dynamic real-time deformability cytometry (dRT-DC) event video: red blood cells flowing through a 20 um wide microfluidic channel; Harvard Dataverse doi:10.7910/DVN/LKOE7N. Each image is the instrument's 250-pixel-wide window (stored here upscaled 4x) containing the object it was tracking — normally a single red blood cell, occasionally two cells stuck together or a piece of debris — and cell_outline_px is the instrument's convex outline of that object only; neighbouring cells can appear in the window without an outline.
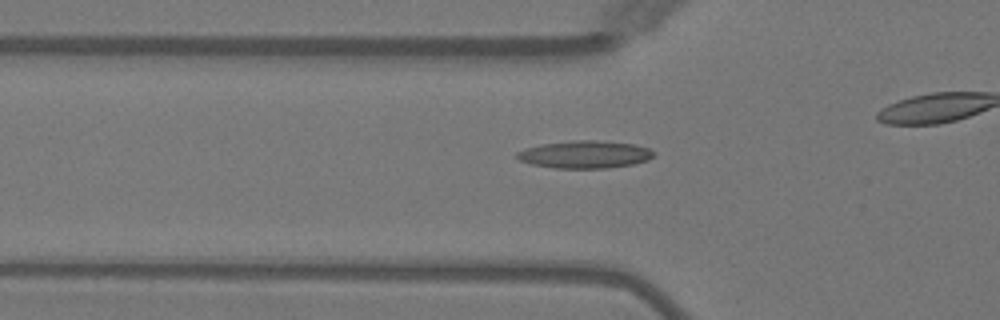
{"species": "Egyptian fruit bat (a non-hibernating species)", "species_latin": "Rousettus aegyptiacus", "temperature_condition": "warm", "stored_images_in_passage": 32, "camera_frame_rate_fps": 3000, "um_per_image_px": 0.085, "animal": {"sex": "female"}, "frame": {"image": 1, "passage_image": 9, "time_ms": 2.667, "image_size_px": [1000, 320], "cell_outline_px": [[656, 152], [648, 160], [632, 164], [608, 168], [552, 168], [532, 164], [520, 160], [516, 156], [516, 152], [524, 148], [540, 144], [572, 140], [596, 140], [636, 144], [648, 148]], "centroid_in_image_um": [49.7, 13.12], "position_along_channel_um": 76.1, "area_um2": 22.08}}
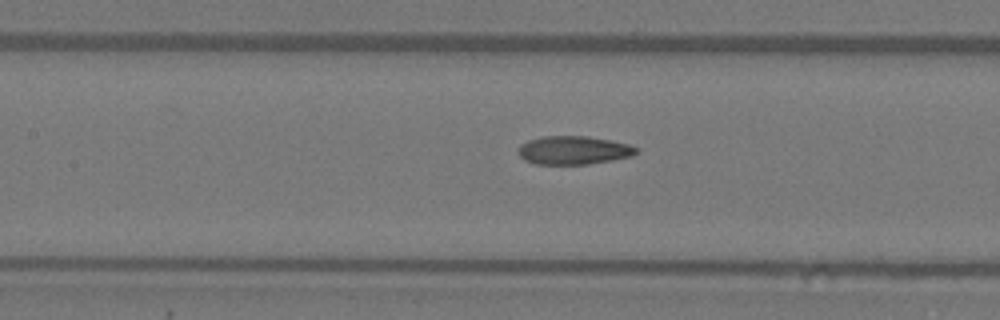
{"frame": {"image": 2, "passage_image": 15, "time_ms": 4.667, "image_size_px": [1000, 320], "cell_outline_px": [[640, 152], [632, 156], [612, 160], [588, 164], [536, 164], [524, 160], [520, 156], [520, 144], [528, 140], [544, 136], [588, 136], [628, 144], [640, 148]], "centroid_in_image_um": [48.8, 12.77], "position_along_channel_um": 158.6, "area_um2": 19.54}}
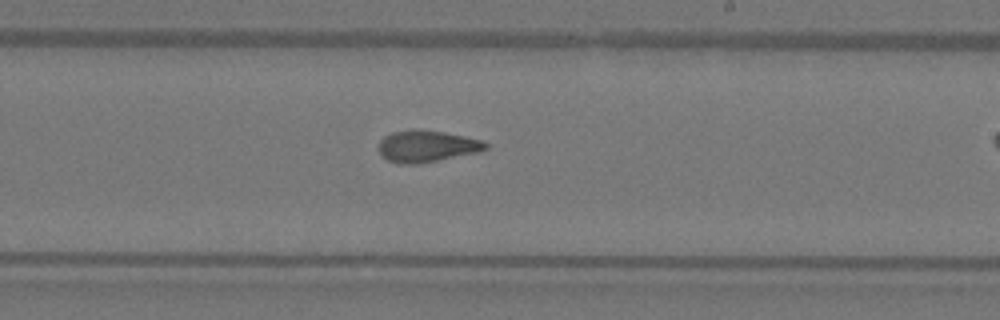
{"frame": {"image": 3, "passage_image": 22, "time_ms": 7.0, "image_size_px": [1000, 320], "cell_outline_px": [[488, 148], [480, 152], [420, 164], [396, 164], [388, 160], [376, 148], [380, 140], [384, 136], [392, 132], [412, 128], [420, 128], [444, 132], [484, 140], [488, 144]], "centroid_in_image_um": [36.27, 12.42], "position_along_channel_um": 252.7, "area_um2": 20.29}}